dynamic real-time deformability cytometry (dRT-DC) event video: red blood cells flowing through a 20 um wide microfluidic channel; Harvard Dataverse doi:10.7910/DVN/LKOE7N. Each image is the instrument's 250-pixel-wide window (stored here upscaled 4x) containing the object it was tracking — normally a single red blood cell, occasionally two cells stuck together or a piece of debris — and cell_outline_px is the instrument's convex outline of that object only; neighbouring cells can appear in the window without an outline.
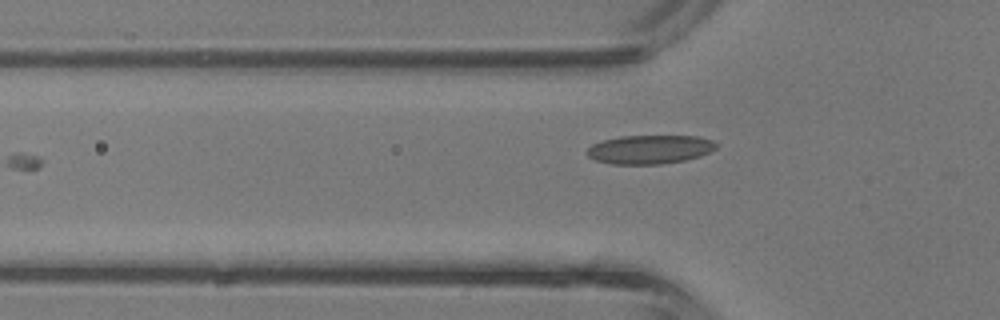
{"species": "common noctule bat (a hibernating species)", "species_latin": "Nyctalus noctula", "temperature_condition": "room temperature", "stored_images_in_passage": 4, "camera_frame_rate_fps": 3000, "um_per_image_px": 0.085, "animal": {"sex": "male", "body_mass_g": 13.3}, "frame": {"image": 1, "passage_image": 4, "time_ms": 1.0, "image_size_px": [1000, 320], "cell_outline_px": [[716, 148], [700, 156], [684, 160], [660, 164], [612, 164], [596, 160], [588, 156], [584, 152], [592, 144], [604, 140], [620, 136], [696, 136], [712, 140], [716, 144]], "centroid_in_image_um": [55.19, 12.7], "position_along_channel_um": 70.6, "area_um2": 21.56}}